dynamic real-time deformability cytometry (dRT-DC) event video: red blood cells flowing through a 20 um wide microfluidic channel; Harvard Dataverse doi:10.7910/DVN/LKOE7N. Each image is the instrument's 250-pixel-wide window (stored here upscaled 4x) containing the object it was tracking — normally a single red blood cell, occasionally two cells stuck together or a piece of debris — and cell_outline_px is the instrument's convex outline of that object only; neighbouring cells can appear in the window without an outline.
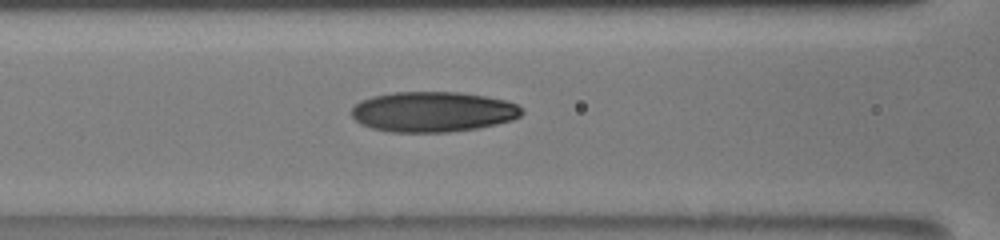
{"species": "human", "species_latin": "Homo sapiens", "temperature_condition": "room temperature", "stored_images_in_passage": 16, "camera_frame_rate_fps": 3000, "um_per_image_px": 0.085, "donor": {"sex": "male"}, "frame": {"image": 1, "passage_image": 10, "time_ms": 9.667, "image_size_px": [1000, 240], "cell_outline_px": [[524, 112], [520, 116], [512, 120], [496, 124], [476, 128], [448, 132], [388, 132], [372, 128], [360, 124], [352, 116], [352, 108], [360, 100], [372, 96], [392, 92], [460, 92], [484, 96], [504, 100], [516, 104]], "centroid_in_image_um": [36.77, 9.5], "position_along_channel_um": 129.8, "area_um2": 40.0}}
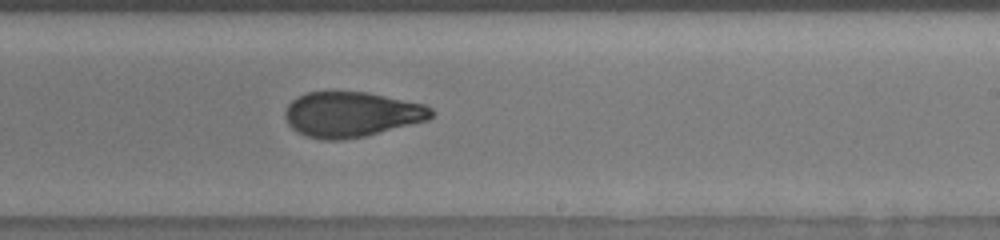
{"frame": {"image": 2, "passage_image": 16, "time_ms": 13.0, "image_size_px": [1000, 240], "cell_outline_px": [[436, 112], [428, 120], [368, 136], [344, 140], [320, 140], [296, 132], [288, 124], [284, 116], [284, 112], [288, 104], [292, 100], [308, 92], [368, 92], [424, 104], [432, 108]], "centroid_in_image_um": [29.89, 9.74], "position_along_channel_um": 259.1, "area_um2": 38.84}}